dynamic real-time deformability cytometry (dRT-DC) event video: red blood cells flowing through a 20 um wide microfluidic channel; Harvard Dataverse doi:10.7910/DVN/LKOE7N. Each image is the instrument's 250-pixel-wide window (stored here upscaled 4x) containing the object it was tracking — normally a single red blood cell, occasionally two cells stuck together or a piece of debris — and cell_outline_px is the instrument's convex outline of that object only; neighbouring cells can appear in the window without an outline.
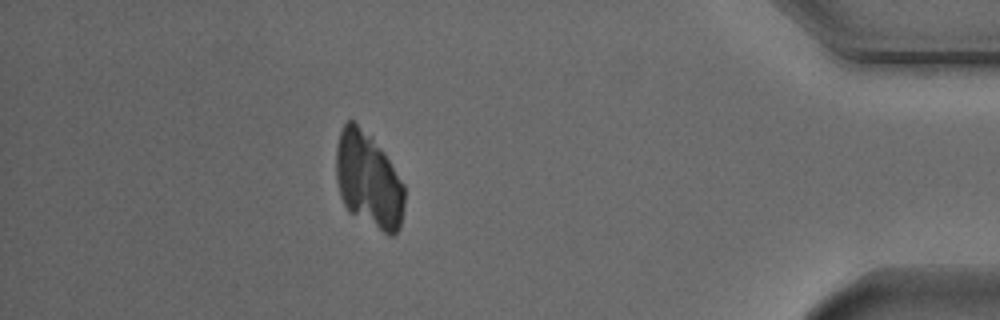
{"species": "Egyptian fruit bat (a non-hibernating species)", "species_latin": "Rousettus aegyptiacus", "temperature_condition": "cold", "stored_images_in_passage": 54, "camera_frame_rate_fps": 3000, "um_per_image_px": 0.085, "animal": {"sex": "male"}, "frame": {"image": 1, "passage_image": 48, "time_ms": 15.667, "image_size_px": [1000, 320], "cell_outline_px": [[404, 204], [400, 228], [392, 236], [388, 236], [348, 212], [340, 196], [336, 180], [336, 148], [340, 132], [344, 124], [348, 120], [352, 120], [372, 136], [384, 152], [404, 184]], "centroid_in_image_um": [31.31, 15.33], "position_along_channel_um": 403.9, "area_um2": 38.44}}